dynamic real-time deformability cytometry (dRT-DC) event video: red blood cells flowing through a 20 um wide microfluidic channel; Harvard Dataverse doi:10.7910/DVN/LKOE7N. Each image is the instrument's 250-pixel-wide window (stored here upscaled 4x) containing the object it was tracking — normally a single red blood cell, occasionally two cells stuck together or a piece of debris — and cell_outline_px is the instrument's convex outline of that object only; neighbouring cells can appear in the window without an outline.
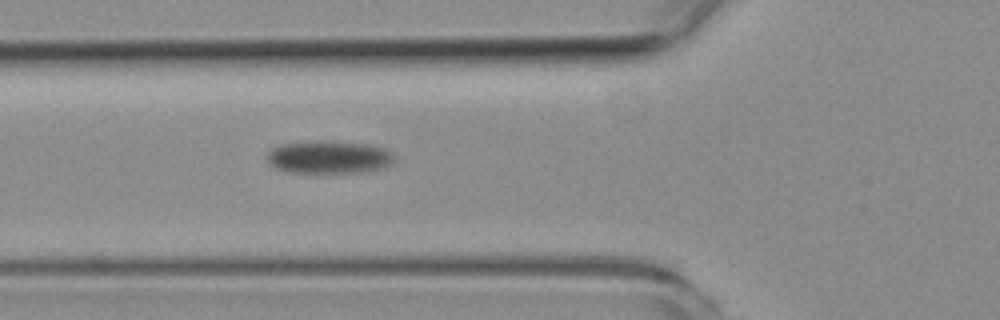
{"species": "common noctule bat (a hibernating species)", "species_latin": "Nyctalus noctula", "temperature_condition": "room temperature", "stored_images_in_passage": 7, "camera_frame_rate_fps": 3000, "um_per_image_px": 0.085, "animal": {"sex": "female", "body_mass_g": 19.3, "forearm_length_mm": 54.1}, "frame": {"image": 1, "passage_image": 7, "time_ms": 10.333, "image_size_px": [1000, 320], "cell_outline_px": [[396, 160], [392, 164], [384, 168], [364, 172], [288, 172], [276, 168], [268, 164], [268, 152], [272, 148], [280, 144], [320, 140], [324, 140], [372, 144], [384, 148], [396, 156]], "centroid_in_image_um": [28.0, 13.34], "position_along_channel_um": 97.8, "area_um2": 24.68}}